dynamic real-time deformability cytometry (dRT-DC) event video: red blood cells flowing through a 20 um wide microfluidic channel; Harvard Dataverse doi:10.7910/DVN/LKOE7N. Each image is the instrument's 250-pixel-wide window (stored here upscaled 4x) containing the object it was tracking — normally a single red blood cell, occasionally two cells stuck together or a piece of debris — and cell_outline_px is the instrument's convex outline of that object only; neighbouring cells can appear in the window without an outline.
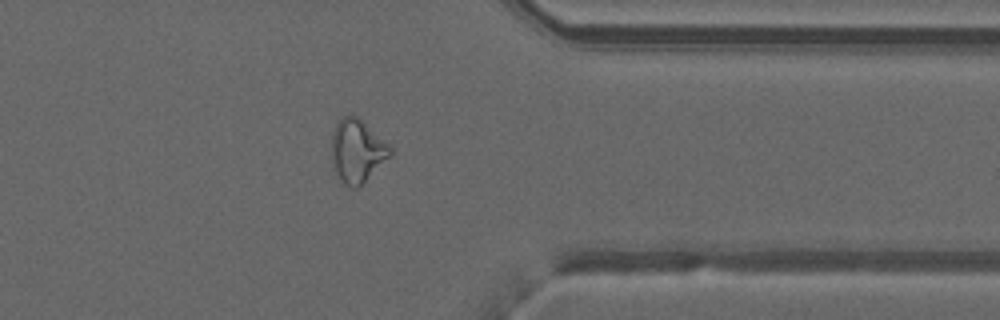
{"species": "common noctule bat (a hibernating species)", "species_latin": "Nyctalus noctula", "temperature_condition": "warm", "stored_images_in_passage": 37, "camera_frame_rate_fps": 3000, "um_per_image_px": 0.085, "animal": {"sex": "male", "forearm_length_mm": 52.5}, "frame": {"image": 1, "passage_image": 27, "time_ms": 8.667, "image_size_px": [1000, 320], "cell_outline_px": [[392, 156], [356, 188], [352, 188], [344, 184], [340, 180], [332, 168], [332, 132], [336, 124], [344, 116], [352, 112], [360, 116], [392, 148]], "centroid_in_image_um": [30.36, 12.78], "position_along_channel_um": 381.0, "area_um2": 21.91}, "authors_computed_cell_mechanics": {"area_um2": 22.0796, "velocity_mm_per_s": 4.0604, "shape_relaxation_time_tau1_ms": null, "shape_relaxation_time_tau2_ms": 2.0985, "deformation_change_tau1": null, "deformation_change_tau2": 0.1231}}